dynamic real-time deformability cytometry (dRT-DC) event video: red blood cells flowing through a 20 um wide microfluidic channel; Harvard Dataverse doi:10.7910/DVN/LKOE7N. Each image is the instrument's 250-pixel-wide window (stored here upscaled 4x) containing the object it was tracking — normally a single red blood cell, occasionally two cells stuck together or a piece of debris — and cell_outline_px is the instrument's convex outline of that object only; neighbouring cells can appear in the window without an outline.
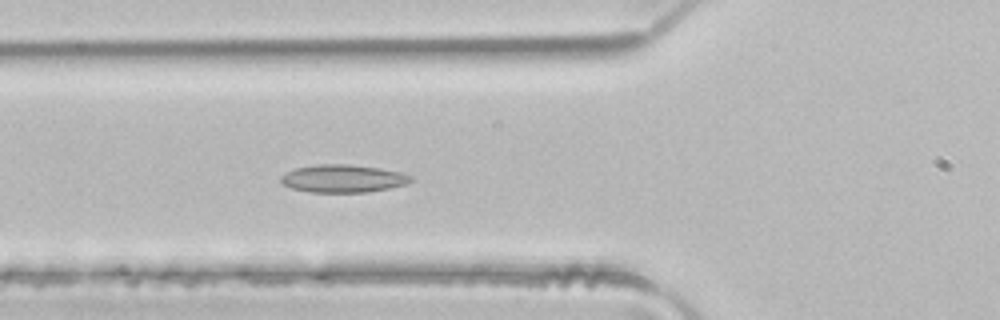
{"species": "common noctule bat (a hibernating species)", "species_latin": "Nyctalus noctula", "temperature_condition": "room temperature", "stored_images_in_passage": 48, "camera_frame_rate_fps": 3000, "um_per_image_px": 0.085, "animal": {"sex": "male", "body_mass_g": 21.5, "forearm_length_mm": 52.0}, "frame": {"image": 1, "passage_image": 17, "time_ms": 5.333, "image_size_px": [1000, 320], "cell_outline_px": [[412, 180], [404, 184], [388, 188], [368, 192], [308, 192], [292, 188], [284, 184], [280, 180], [280, 176], [296, 168], [316, 164], [348, 164], [380, 168], [400, 172], [412, 176]], "centroid_in_image_um": [29.14, 15.17], "position_along_channel_um": 96.7, "area_um2": 20.87}}
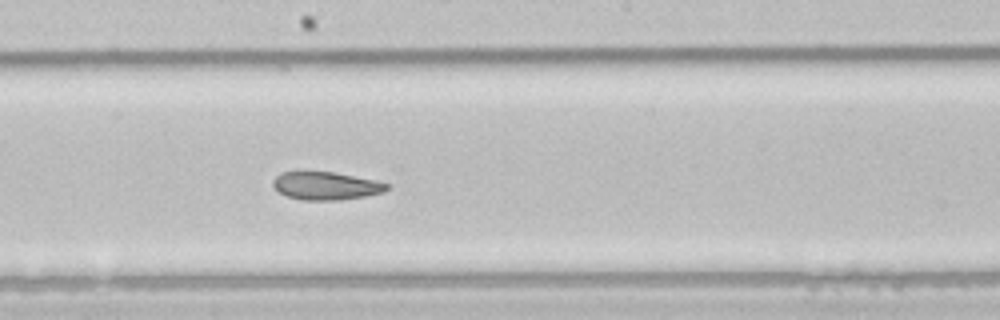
{"frame": {"image": 2, "passage_image": 26, "time_ms": 8.333, "image_size_px": [1000, 320], "cell_outline_px": [[388, 188], [384, 192], [364, 196], [340, 200], [304, 200], [288, 196], [280, 192], [272, 184], [272, 180], [280, 172], [332, 172], [372, 180], [388, 184]], "centroid_in_image_um": [27.67, 15.8], "position_along_channel_um": 220.5, "area_um2": 18.15}}
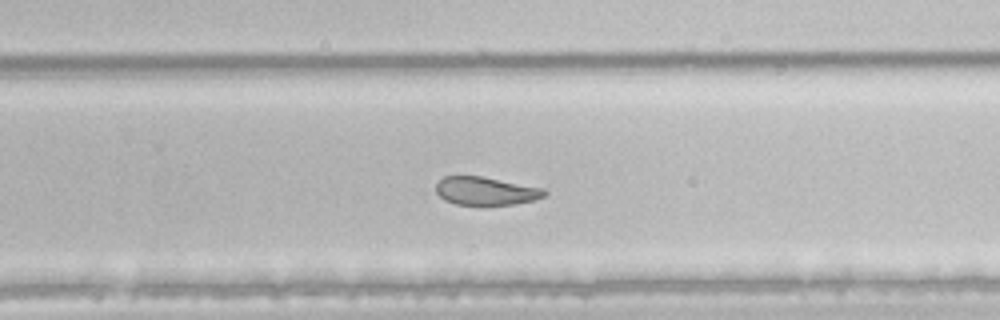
{"frame": {"image": 3, "passage_image": 31, "time_ms": 10.0, "image_size_px": [1000, 320], "cell_outline_px": [[548, 192], [544, 196], [532, 200], [516, 204], [484, 208], [456, 204], [444, 200], [436, 192], [436, 184], [444, 176], [480, 176], [544, 188]], "centroid_in_image_um": [41.28, 16.28], "position_along_channel_um": 288.5, "area_um2": 18.44}, "authors_computed_cell_mechanics": {"area_um2": 22.1374, "velocity_mm_per_s": 4.1132, "shape_relaxation_time_tau1_ms": null, "shape_relaxation_time_tau2_ms": 1.4375, "deformation_change_tau1": null, "deformation_change_tau2": 0.0705}}